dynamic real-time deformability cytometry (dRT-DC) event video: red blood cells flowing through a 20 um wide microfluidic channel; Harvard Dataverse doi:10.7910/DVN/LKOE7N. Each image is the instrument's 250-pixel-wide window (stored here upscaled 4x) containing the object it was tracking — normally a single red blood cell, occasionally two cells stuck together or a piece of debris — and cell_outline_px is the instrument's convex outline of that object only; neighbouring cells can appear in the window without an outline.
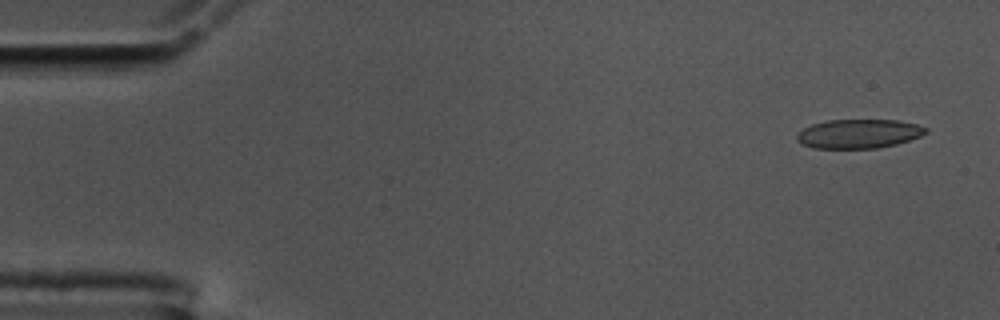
{"species": "common noctule bat (a hibernating species)", "species_latin": "Nyctalus noctula", "temperature_condition": "cold", "stored_images_in_passage": 54, "camera_frame_rate_fps": 3000, "um_per_image_px": 0.085, "animal": {"sex": "male", "body_mass_g": 17.5, "forearm_length_mm": 52.3}, "frame": {"image": 1, "passage_image": 1, "time_ms": 0.0, "image_size_px": [1000, 320], "cell_outline_px": [[928, 132], [920, 136], [896, 144], [876, 148], [812, 148], [800, 144], [796, 140], [796, 132], [812, 124], [828, 120], [900, 120], [916, 124], [928, 128]], "centroid_in_image_um": [72.96, 11.37], "position_along_channel_um": 12.0, "area_um2": 21.96}}
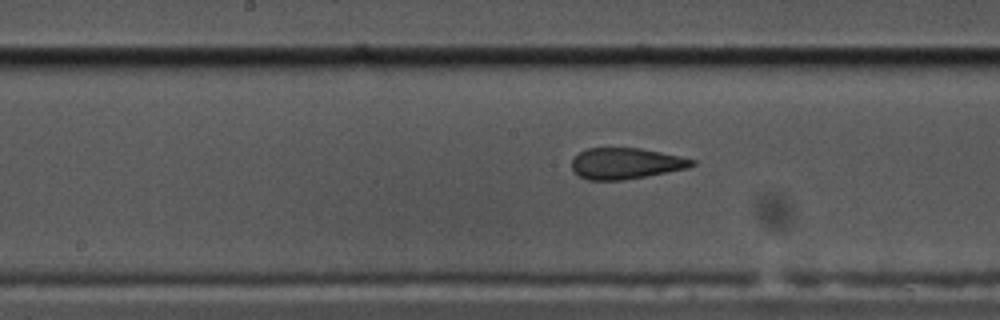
{"frame": {"image": 2, "passage_image": 26, "time_ms": 8.333, "image_size_px": [1000, 320], "cell_outline_px": [[696, 164], [688, 168], [648, 176], [624, 180], [588, 180], [580, 176], [572, 168], [572, 160], [580, 152], [588, 148], [640, 148], [680, 156], [696, 160]], "centroid_in_image_um": [53.22, 13.9], "position_along_channel_um": 195.0, "area_um2": 21.73}}
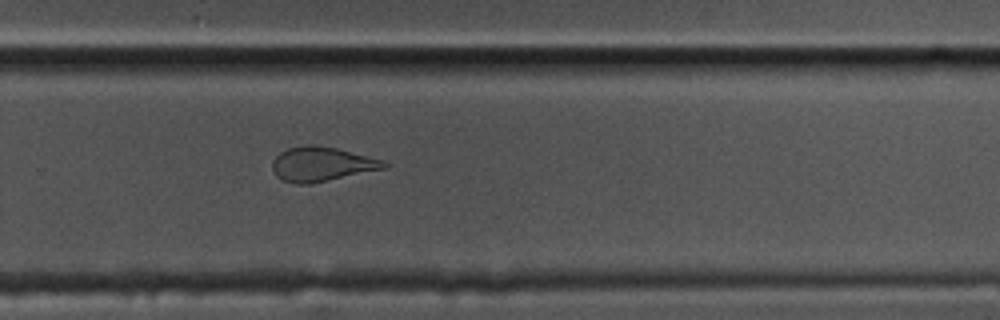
{"frame": {"image": 3, "passage_image": 35, "time_ms": 11.333, "image_size_px": [1000, 320], "cell_outline_px": [[388, 168], [308, 184], [296, 184], [280, 180], [276, 176], [272, 168], [272, 160], [280, 152], [288, 148], [308, 144], [316, 144], [336, 148], [384, 160], [388, 164]], "centroid_in_image_um": [27.33, 13.95], "position_along_channel_um": 302.5, "area_um2": 22.54}, "authors_computed_cell_mechanics": {"area_um2": 23.0333, "velocity_mm_per_s": 3.5897, "shape_relaxation_time_tau1_ms": null, "shape_relaxation_time_tau2_ms": 1.7707, "deformation_change_tau1": null, "deformation_change_tau2": 0.0953}}